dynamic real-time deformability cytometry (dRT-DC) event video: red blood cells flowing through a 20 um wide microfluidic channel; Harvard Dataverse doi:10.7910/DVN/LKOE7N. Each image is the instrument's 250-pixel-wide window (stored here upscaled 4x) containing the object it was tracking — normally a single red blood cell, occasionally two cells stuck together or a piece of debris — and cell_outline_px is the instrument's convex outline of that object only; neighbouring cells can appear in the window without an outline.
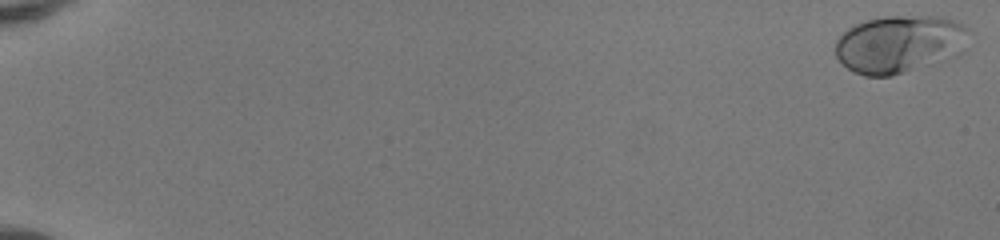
{"species": "human", "species_latin": "Homo sapiens", "temperature_condition": "room temperature", "stored_images_in_passage": 52, "camera_frame_rate_fps": 3000, "um_per_image_px": 0.085, "donor": {"sex": "female"}, "frame": {"image": 1, "passage_image": 1, "time_ms": 0.0, "image_size_px": [1000, 240], "cell_outline_px": [[968, 28], [912, 68], [892, 76], [864, 76], [848, 68], [836, 56], [836, 40], [852, 24], [884, 16], [936, 16], [952, 20], [964, 24]], "centroid_in_image_um": [75.98, 3.66], "position_along_channel_um": 9.0, "area_um2": 39.82}}
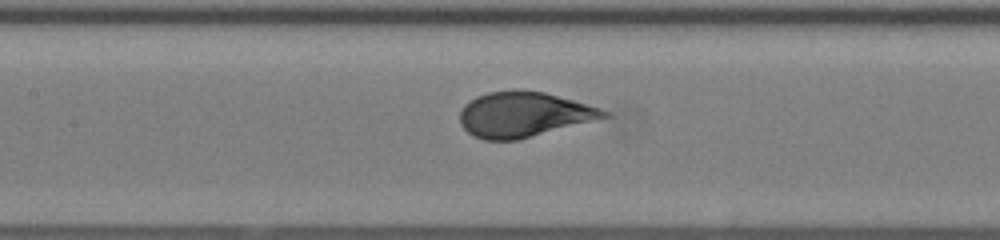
{"frame": {"image": 2, "passage_image": 27, "time_ms": 8.667, "image_size_px": [1000, 240], "cell_outline_px": [[612, 116], [516, 140], [484, 140], [472, 136], [460, 124], [460, 112], [464, 104], [476, 96], [488, 92], [512, 88], [520, 88], [544, 92], [600, 108], [608, 112]], "centroid_in_image_um": [44.47, 9.71], "position_along_channel_um": 162.9, "area_um2": 38.03}}
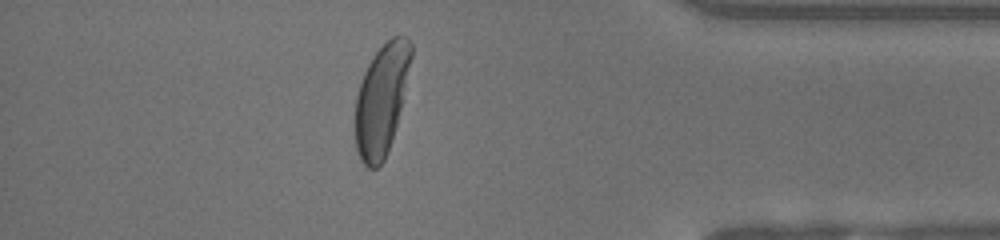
{"frame": {"image": 3, "passage_image": 46, "time_ms": 15.0, "image_size_px": [1000, 240], "cell_outline_px": [[412, 56], [400, 108], [396, 124], [384, 160], [376, 168], [368, 168], [360, 160], [356, 152], [356, 96], [364, 72], [368, 64], [376, 52], [392, 36], [404, 36], [412, 44]], "centroid_in_image_um": [32.41, 8.47], "position_along_channel_um": 402.8, "area_um2": 35.26}, "authors_computed_cell_mechanics": {"area_um2": 38.9572, "velocity_mm_per_s": 4.1512, "shape_relaxation_time_tau1_ms": 3.0831, "shape_relaxation_time_tau2_ms": null, "deformation_change_tau1": 0.1659, "deformation_change_tau2": null}}